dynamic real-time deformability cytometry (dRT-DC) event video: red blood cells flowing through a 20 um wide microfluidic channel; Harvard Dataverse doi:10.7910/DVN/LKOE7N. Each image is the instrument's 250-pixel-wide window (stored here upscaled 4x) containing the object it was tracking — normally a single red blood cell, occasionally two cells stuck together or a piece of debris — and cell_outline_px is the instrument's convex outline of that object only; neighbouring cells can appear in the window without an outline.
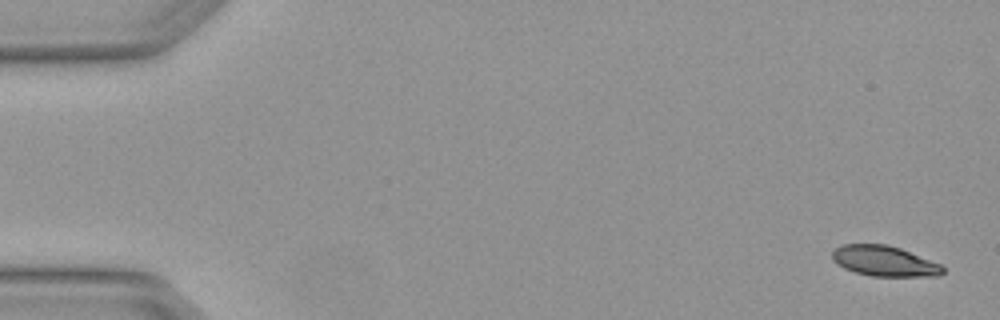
{"species": "Egyptian fruit bat (a non-hibernating species)", "species_latin": "Rousettus aegyptiacus", "temperature_condition": "warm", "stored_images_in_passage": 5, "segment_of_instrument_passage": [2, 2], "camera_frame_rate_fps": 3000, "um_per_image_px": 0.085, "animal": {"sex": "female"}, "frame": {"image": 1, "passage_image": 5, "time_ms": 1.333, "image_size_px": [1000, 320], "cell_outline_px": [[944, 272], [940, 276], [872, 276], [856, 272], [844, 268], [836, 264], [832, 260], [832, 252], [836, 248], [844, 244], [888, 244], [900, 248], [940, 264], [944, 268]], "centroid_in_image_um": [75.16, 22.19], "position_along_channel_um": 9.8, "area_um2": 19.54}}